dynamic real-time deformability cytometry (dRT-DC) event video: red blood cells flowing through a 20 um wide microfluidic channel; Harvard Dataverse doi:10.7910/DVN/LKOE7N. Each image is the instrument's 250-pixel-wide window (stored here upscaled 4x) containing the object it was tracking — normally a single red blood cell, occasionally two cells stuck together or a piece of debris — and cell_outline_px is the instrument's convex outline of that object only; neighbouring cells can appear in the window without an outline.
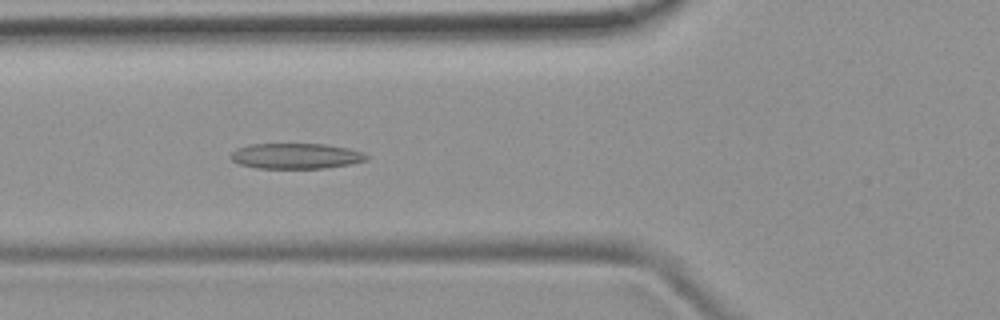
{"species": "common noctule bat (a hibernating species)", "species_latin": "Nyctalus noctula", "temperature_condition": "room temperature", "stored_images_in_passage": 50, "camera_frame_rate_fps": 3000, "um_per_image_px": 0.085, "animal": {"sex": "female", "body_mass_g": 19.9}, "frame": {"image": 1, "passage_image": 18, "time_ms": 5.667, "image_size_px": [1000, 320], "cell_outline_px": [[368, 160], [352, 164], [324, 168], [256, 168], [240, 164], [232, 160], [228, 156], [236, 148], [248, 144], [324, 144], [348, 148], [364, 152], [368, 156]], "centroid_in_image_um": [25.15, 13.26], "position_along_channel_um": 100.6, "area_um2": 20.35}}
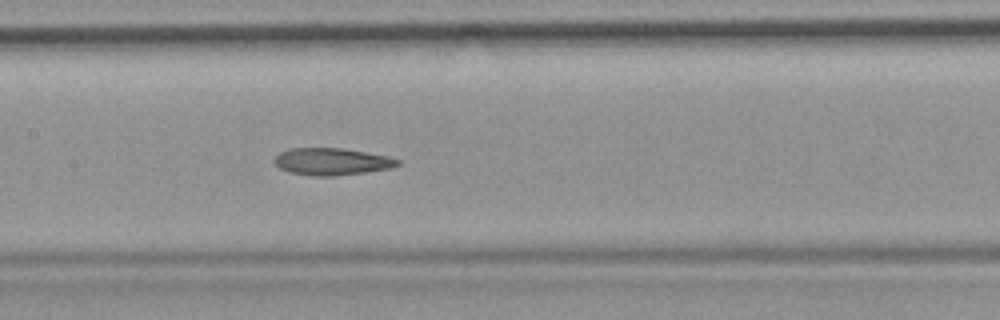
{"frame": {"image": 2, "passage_image": 24, "time_ms": 7.667, "image_size_px": [1000, 320], "cell_outline_px": [[400, 164], [392, 168], [364, 172], [332, 176], [312, 176], [288, 172], [280, 168], [276, 164], [276, 156], [280, 152], [292, 148], [344, 148], [388, 156], [400, 160]], "centroid_in_image_um": [28.23, 13.73], "position_along_channel_um": 179.2, "area_um2": 19.36}}
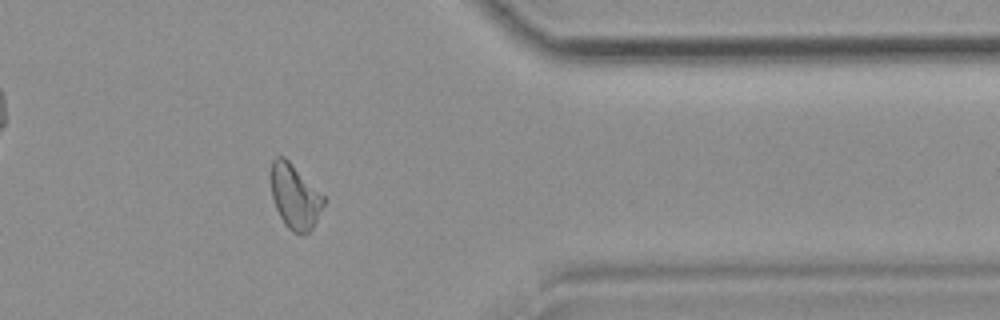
{"frame": {"image": 3, "passage_image": 41, "time_ms": 13.333, "image_size_px": [1000, 320], "cell_outline_px": [[324, 204], [312, 228], [304, 236], [300, 236], [292, 232], [284, 224], [276, 208], [272, 196], [272, 160], [276, 156], [284, 156], [324, 196]], "centroid_in_image_um": [25.07, 16.75], "position_along_channel_um": 386.3, "area_um2": 19.54}, "authors_computed_cell_mechanics": {"area_um2": 20.4323, "velocity_mm_per_s": 3.9132, "shape_relaxation_time_tau1_ms": null, "shape_relaxation_time_tau2_ms": 3.3435, "deformation_change_tau1": null, "deformation_change_tau2": 0.1233}}